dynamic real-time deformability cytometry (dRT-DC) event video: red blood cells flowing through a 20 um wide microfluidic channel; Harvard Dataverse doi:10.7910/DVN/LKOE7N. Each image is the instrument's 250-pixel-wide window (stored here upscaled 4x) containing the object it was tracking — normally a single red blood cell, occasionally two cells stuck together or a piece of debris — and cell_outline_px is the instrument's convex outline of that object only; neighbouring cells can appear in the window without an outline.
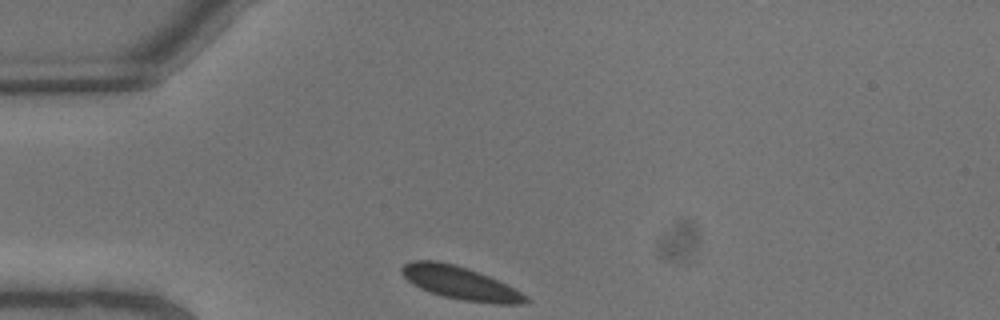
{"species": "common noctule bat (a hibernating species)", "species_latin": "Nyctalus noctula", "temperature_condition": "warm", "stored_images_in_passage": 6, "camera_frame_rate_fps": 3000, "um_per_image_px": 0.085, "animal": {"sex": "male", "body_mass_g": 13.3}, "frame": {"image": 1, "passage_image": 1, "time_ms": 0.0, "image_size_px": [1000, 320], "cell_outline_px": [[532, 300], [524, 304], [496, 304], [464, 300], [444, 296], [420, 288], [412, 284], [400, 272], [400, 268], [404, 264], [412, 260], [436, 260], [468, 268], [488, 276], [528, 296]], "centroid_in_image_um": [39.11, 24.05], "position_along_channel_um": 45.9, "area_um2": 23.58}}
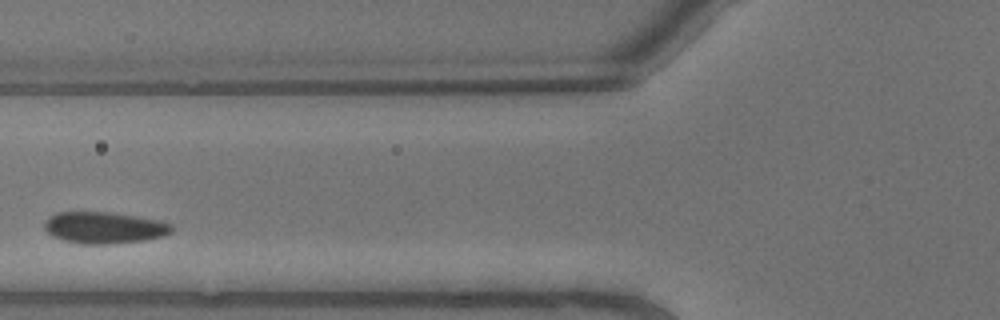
{"frame": {"image": 2, "passage_image": 4, "time_ms": 1.0, "image_size_px": [1000, 320], "cell_outline_px": [[172, 232], [164, 236], [144, 240], [112, 244], [80, 244], [64, 240], [52, 236], [44, 228], [44, 220], [48, 216], [56, 212], [112, 212], [164, 220], [172, 224]], "centroid_in_image_um": [8.87, 19.34], "position_along_channel_um": 116.9, "area_um2": 23.87}}
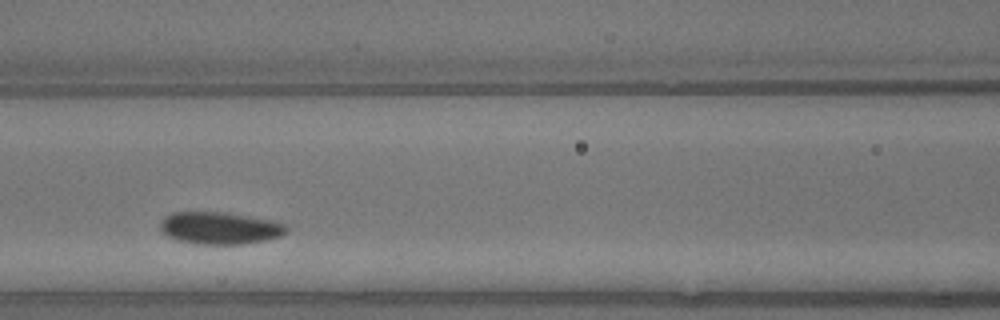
{"frame": {"image": 3, "passage_image": 5, "time_ms": 1.333, "image_size_px": [1000, 320], "cell_outline_px": [[288, 232], [280, 236], [268, 240], [244, 244], [192, 244], [176, 240], [160, 232], [160, 220], [164, 216], [172, 212], [224, 212], [272, 220], [284, 224], [288, 228]], "centroid_in_image_um": [18.65, 19.39], "position_along_channel_um": 147.9, "area_um2": 24.04}}